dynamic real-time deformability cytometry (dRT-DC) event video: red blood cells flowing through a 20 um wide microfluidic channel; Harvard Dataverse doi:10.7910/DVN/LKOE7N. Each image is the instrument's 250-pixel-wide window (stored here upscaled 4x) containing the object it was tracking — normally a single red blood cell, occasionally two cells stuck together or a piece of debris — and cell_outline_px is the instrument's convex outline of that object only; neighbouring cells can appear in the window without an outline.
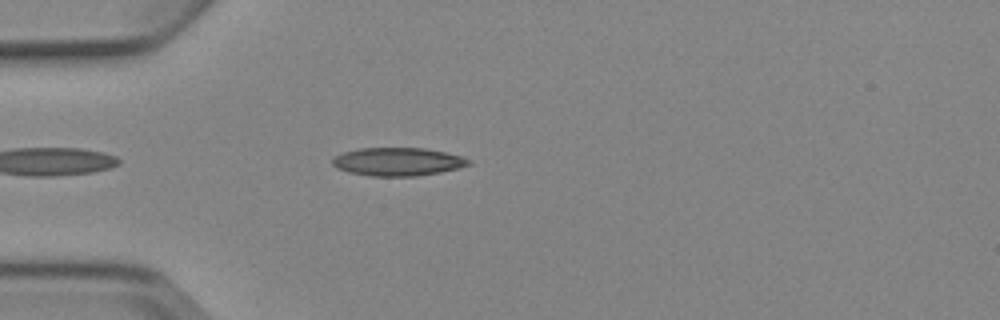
{"species": "Egyptian fruit bat (a non-hibernating species)", "species_latin": "Rousettus aegyptiacus", "temperature_condition": "cold", "stored_images_in_passage": 5, "camera_frame_rate_fps": 3000, "um_per_image_px": 0.085, "animal": {"sex": "female"}, "frame": {"image": 1, "passage_image": 4, "time_ms": 3.667, "image_size_px": [1000, 320], "cell_outline_px": [[472, 164], [440, 172], [416, 176], [372, 176], [348, 172], [336, 168], [332, 164], [332, 160], [336, 156], [344, 152], [360, 148], [424, 148], [444, 152], [460, 156], [472, 160]], "centroid_in_image_um": [33.8, 13.74], "position_along_channel_um": 51.2, "area_um2": 22.25}}